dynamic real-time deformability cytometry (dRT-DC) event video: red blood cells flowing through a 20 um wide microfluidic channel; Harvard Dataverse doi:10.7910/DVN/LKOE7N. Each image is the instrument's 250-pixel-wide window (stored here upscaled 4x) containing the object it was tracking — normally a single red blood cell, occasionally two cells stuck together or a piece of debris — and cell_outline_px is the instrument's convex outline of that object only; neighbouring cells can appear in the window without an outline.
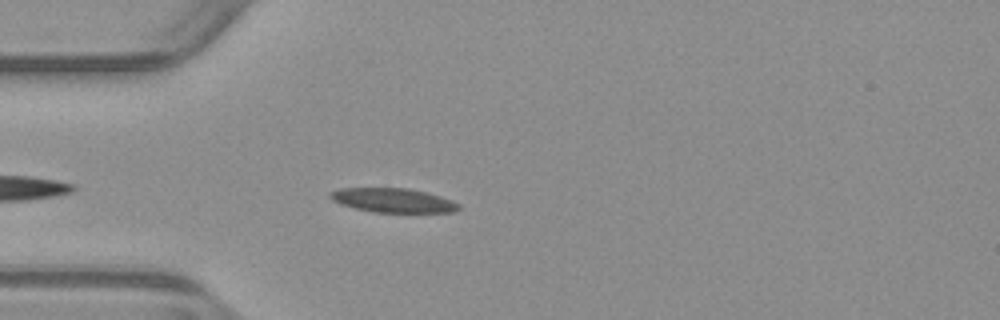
{"species": "common noctule bat (a hibernating species)", "species_latin": "Nyctalus noctula", "temperature_condition": "warm", "stored_images_in_passage": 40, "camera_frame_rate_fps": 3000, "um_per_image_px": 0.085, "animal": {"sex": "male", "body_mass_g": 23.1, "forearm_length_mm": 52.7}, "frame": {"image": 1, "passage_image": 4, "time_ms": 1.0, "image_size_px": [1000, 320], "cell_outline_px": [[460, 208], [452, 212], [372, 212], [340, 204], [332, 200], [328, 196], [328, 192], [340, 188], [408, 188], [440, 196], [452, 200], [460, 204]], "centroid_in_image_um": [33.37, 17.02], "position_along_channel_um": 51.6, "area_um2": 18.09}}
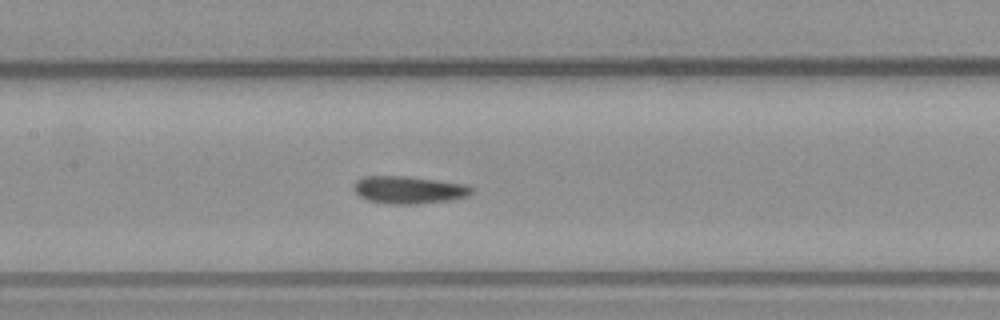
{"frame": {"image": 2, "passage_image": 14, "time_ms": 4.333, "image_size_px": [1000, 320], "cell_outline_px": [[472, 192], [468, 196], [448, 200], [416, 204], [388, 204], [368, 200], [360, 196], [352, 188], [352, 184], [356, 180], [364, 176], [408, 176], [468, 184], [472, 188]], "centroid_in_image_um": [34.73, 16.13], "position_along_channel_um": 172.7, "area_um2": 19.02}}
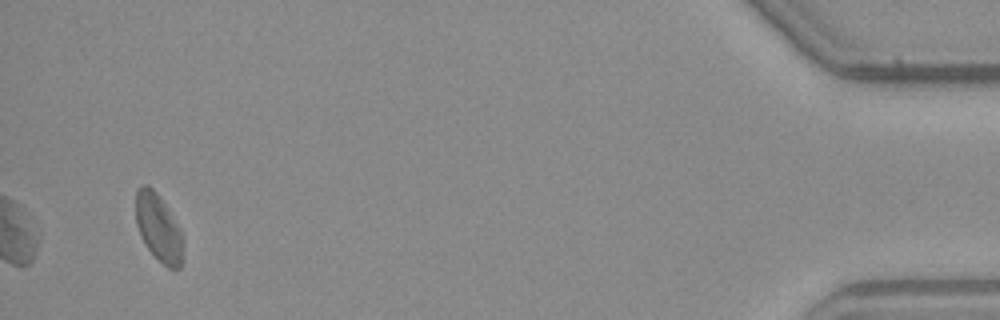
{"frame": {"image": 3, "passage_image": 40, "time_ms": 13.0, "image_size_px": [1000, 320], "cell_outline_px": [[180, 268], [168, 268], [148, 248], [140, 236], [136, 224], [136, 188], [144, 184], [148, 184], [160, 196], [180, 228]], "centroid_in_image_um": [13.41, 19.27], "position_along_channel_um": 421.8, "area_um2": 17.98}}